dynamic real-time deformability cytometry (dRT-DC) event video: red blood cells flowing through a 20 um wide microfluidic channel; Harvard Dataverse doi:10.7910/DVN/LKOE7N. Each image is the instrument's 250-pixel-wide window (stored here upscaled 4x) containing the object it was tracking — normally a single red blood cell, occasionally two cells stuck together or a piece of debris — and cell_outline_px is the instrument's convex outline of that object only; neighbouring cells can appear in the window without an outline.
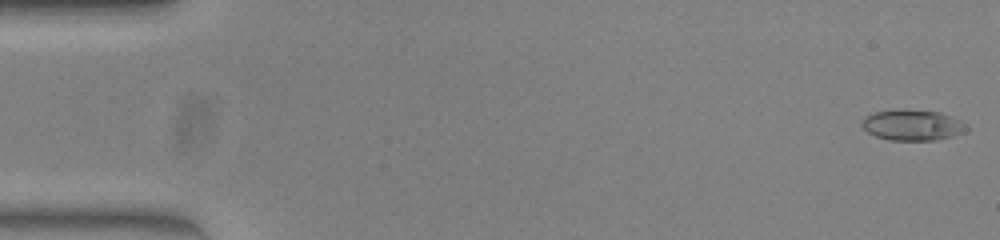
{"species": "common noctule bat (a hibernating species)", "species_latin": "Nyctalus noctula", "temperature_condition": "warm", "stored_images_in_passage": 51, "camera_frame_rate_fps": 3000, "um_per_image_px": 0.085, "animal": {"sex": "female", "body_mass_g": 23.0, "forearm_length_mm": 53.4}, "frame": {"image": 1, "passage_image": 1, "time_ms": 0.0, "image_size_px": [1000, 240], "cell_outline_px": [[968, 128], [964, 132], [952, 136], [936, 140], [888, 140], [876, 136], [868, 132], [860, 124], [864, 116], [876, 112], [904, 108], [940, 112], [952, 116], [964, 124]], "centroid_in_image_um": [77.53, 10.62], "position_along_channel_um": 7.5, "area_um2": 18.84}}
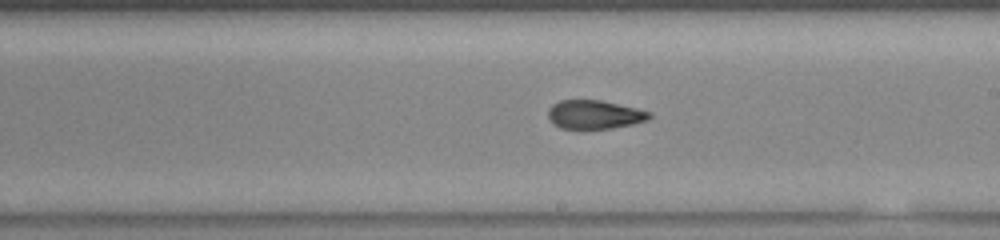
{"frame": {"image": 2, "passage_image": 29, "time_ms": 9.333, "image_size_px": [1000, 240], "cell_outline_px": [[652, 116], [648, 120], [632, 124], [612, 128], [560, 128], [552, 124], [548, 116], [548, 108], [552, 104], [560, 100], [600, 100], [636, 108], [652, 112]], "centroid_in_image_um": [50.52, 9.73], "position_along_channel_um": 238.5, "area_um2": 16.94}}
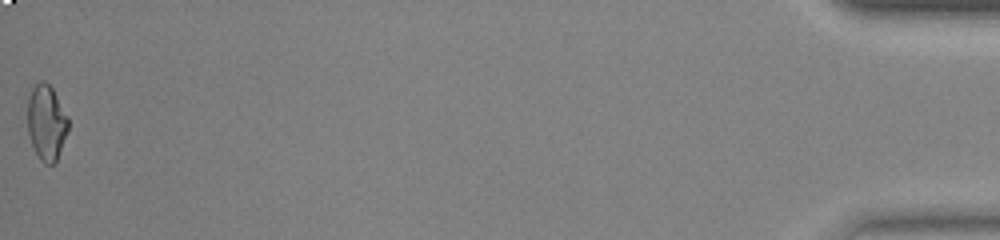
{"frame": {"image": 3, "passage_image": 51, "time_ms": 16.667, "image_size_px": [1000, 240], "cell_outline_px": [[68, 132], [56, 160], [52, 164], [44, 164], [40, 160], [32, 144], [28, 132], [28, 100], [32, 88], [40, 80], [44, 80], [52, 88], [68, 116]], "centroid_in_image_um": [3.95, 10.41], "position_along_channel_um": 431.2, "area_um2": 17.74}, "authors_computed_cell_mechanics": {"area_um2": 17.918, "velocity_mm_per_s": 4.0267, "shape_relaxation_time_tau1_ms": null, "shape_relaxation_time_tau2_ms": 1.4471, "deformation_change_tau1": null, "deformation_change_tau2": 0.0784}}